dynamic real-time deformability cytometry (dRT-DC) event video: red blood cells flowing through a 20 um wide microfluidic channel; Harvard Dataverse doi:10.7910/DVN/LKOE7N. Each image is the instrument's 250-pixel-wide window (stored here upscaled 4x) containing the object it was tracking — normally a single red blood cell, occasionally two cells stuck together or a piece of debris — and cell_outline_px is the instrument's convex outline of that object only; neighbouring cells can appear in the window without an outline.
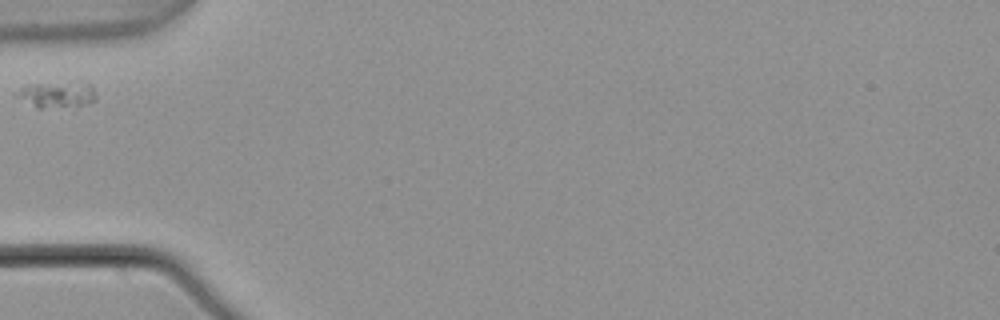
{"species": "common noctule bat (a hibernating species)", "species_latin": "Nyctalus noctula", "temperature_condition": "warm", "stored_images_in_passage": 1, "camera_frame_rate_fps": 3000, "um_per_image_px": 0.085, "animal": {"sex": "male", "body_mass_g": 21.5, "forearm_length_mm": 52.0}, "frame": {"image": 1, "passage_image": 1, "time_ms": 0.0, "image_size_px": [1000, 320], "cell_outline_px": [[96, 100], [88, 104], [44, 108], [36, 108], [16, 96], [20, 88], [28, 84], [92, 84], [96, 92]], "centroid_in_image_um": [4.86, 8.07], "position_along_channel_um": 80.1, "area_um2": 11.56}}